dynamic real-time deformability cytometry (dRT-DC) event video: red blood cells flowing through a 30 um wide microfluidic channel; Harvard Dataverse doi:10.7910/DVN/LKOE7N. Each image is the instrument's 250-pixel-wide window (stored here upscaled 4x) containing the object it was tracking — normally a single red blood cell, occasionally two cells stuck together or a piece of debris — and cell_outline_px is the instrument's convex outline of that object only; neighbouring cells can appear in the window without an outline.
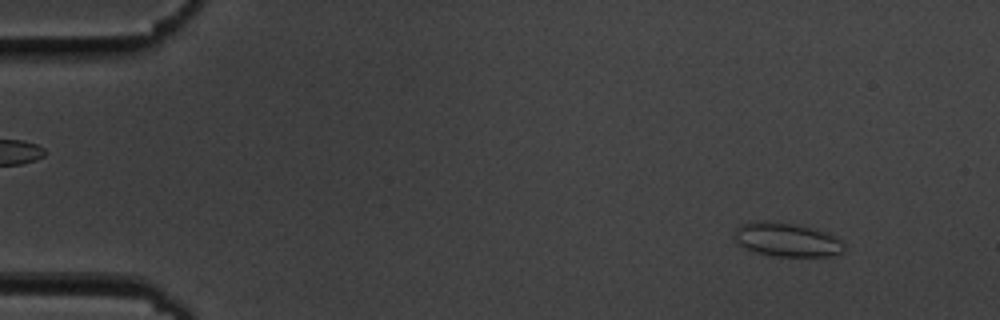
{"species": "common noctule bat (a hibernating species)", "species_latin": "Nyctalus noctula", "temperature_condition": "cold", "stored_images_in_passage": 54, "camera_frame_rate_fps": 3000, "um_per_image_px": 0.085, "animal": {"sex": "male", "body_mass_g": 19.5, "forearm_length_mm": 54.6}, "frame": {"image": 1, "passage_image": 4, "time_ms": 1.0, "image_size_px": [1000, 320], "cell_outline_px": [[844, 252], [832, 256], [776, 256], [756, 252], [736, 244], [736, 228], [740, 224], [752, 220], [764, 220], [792, 224], [824, 232], [840, 240], [844, 244]], "centroid_in_image_um": [66.84, 20.38], "position_along_channel_um": 18.2, "area_um2": 21.39}}
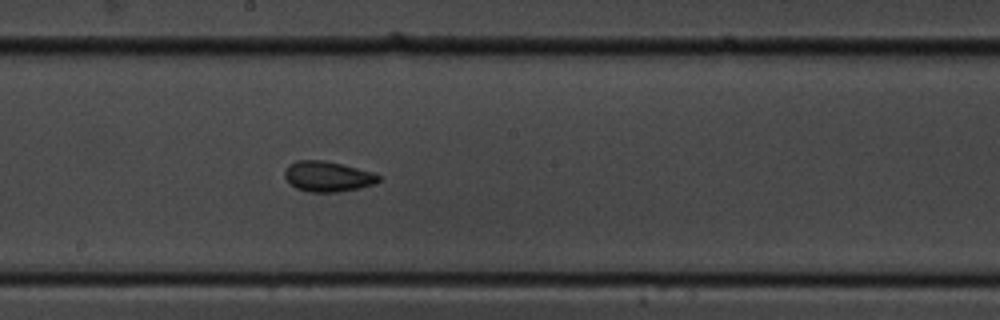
{"frame": {"image": 2, "passage_image": 29, "time_ms": 9.333, "image_size_px": [1000, 320], "cell_outline_px": [[380, 180], [376, 184], [360, 188], [340, 192], [308, 192], [296, 188], [288, 184], [284, 176], [284, 172], [288, 164], [296, 160], [324, 160], [372, 172], [380, 176]], "centroid_in_image_um": [27.82, 15.01], "position_along_channel_um": 220.4, "area_um2": 16.82}}
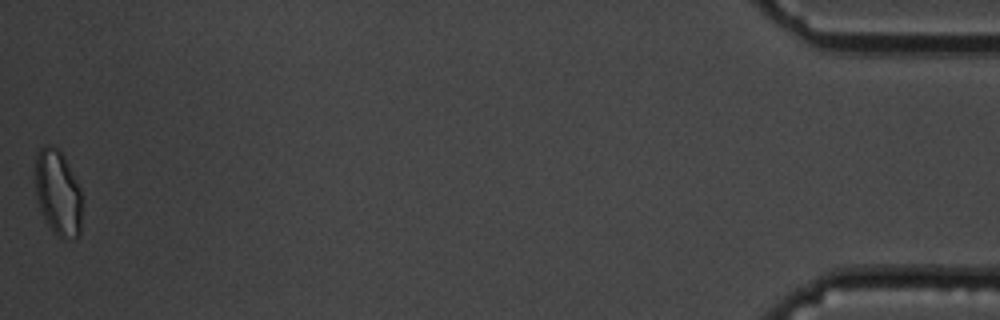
{"frame": {"image": 3, "passage_image": 54, "time_ms": 17.667, "image_size_px": [1000, 320], "cell_outline_px": [[80, 236], [60, 236], [52, 232], [36, 200], [36, 152], [44, 144], [48, 144], [56, 148], [64, 156], [80, 188]], "centroid_in_image_um": [4.9, 16.34], "position_along_channel_um": 430.3, "area_um2": 22.77}, "authors_computed_cell_mechanics": {"area_um2": 17.1088, "velocity_mm_per_s": 3.602, "shape_relaxation_time_tau1_ms": 5.8036, "shape_relaxation_time_tau2_ms": 2.2196, "deformation_change_tau1": 0.1203, "deformation_change_tau2": 0.0688}}